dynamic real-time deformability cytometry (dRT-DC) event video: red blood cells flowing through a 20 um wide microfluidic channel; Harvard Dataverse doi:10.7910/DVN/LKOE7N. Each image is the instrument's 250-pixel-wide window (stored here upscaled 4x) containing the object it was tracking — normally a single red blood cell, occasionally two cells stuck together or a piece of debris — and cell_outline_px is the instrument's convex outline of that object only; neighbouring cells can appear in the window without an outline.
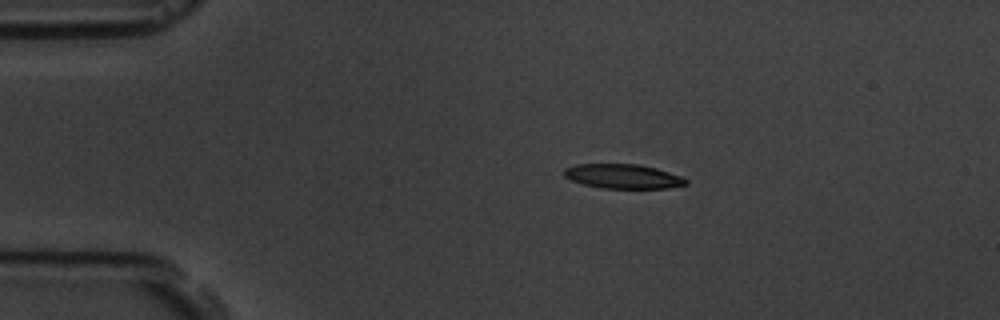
{"species": "common noctule bat (a hibernating species)", "species_latin": "Nyctalus noctula", "temperature_condition": "room temperature", "stored_images_in_passage": 8, "camera_frame_rate_fps": 3000, "um_per_image_px": 0.085, "animal": {"sex": "male", "body_mass_g": 19.5, "forearm_length_mm": 54.6}, "frame": {"image": 1, "passage_image": 1, "time_ms": 0.0, "image_size_px": [1000, 320], "cell_outline_px": [[688, 184], [668, 188], [600, 188], [584, 184], [572, 180], [564, 176], [564, 168], [576, 164], [636, 164], [656, 168], [680, 176], [688, 180]], "centroid_in_image_um": [52.95, 14.99], "position_along_channel_um": 32.1, "area_um2": 17.22}}
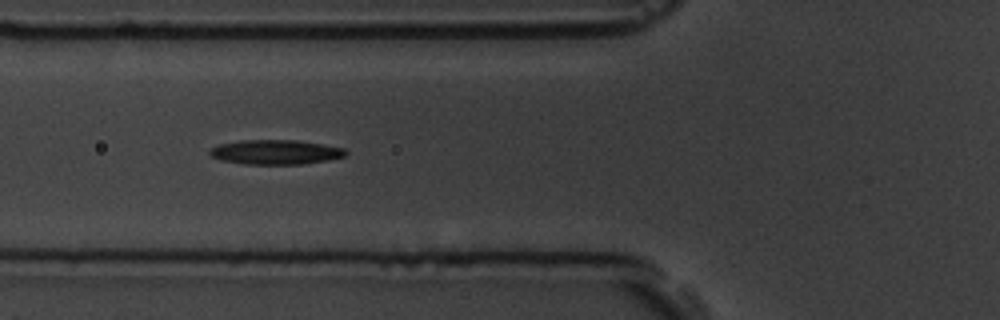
{"frame": {"image": 2, "passage_image": 4, "time_ms": 3.333, "image_size_px": [1000, 320], "cell_outline_px": [[348, 152], [344, 156], [328, 160], [300, 164], [244, 164], [220, 160], [212, 156], [208, 152], [208, 148], [220, 144], [240, 140], [296, 140], [344, 148]], "centroid_in_image_um": [23.37, 12.93], "position_along_channel_um": 102.4, "area_um2": 19.42}}
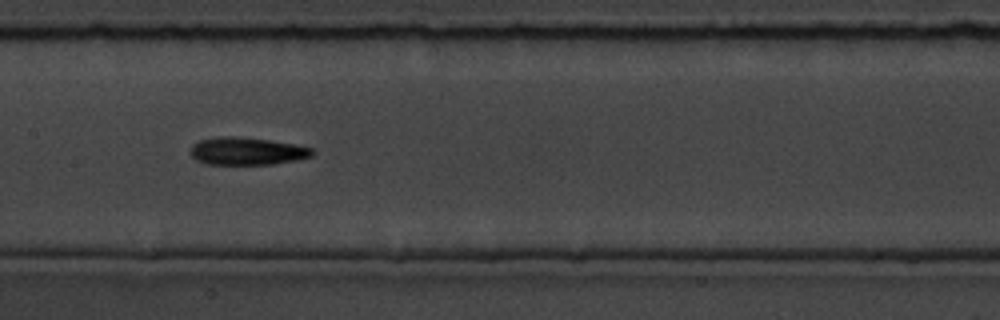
{"frame": {"image": 3, "passage_image": 6, "time_ms": 5.667, "image_size_px": [1000, 320], "cell_outline_px": [[312, 156], [296, 160], [272, 164], [204, 164], [196, 160], [188, 152], [192, 144], [200, 140], [220, 136], [232, 136], [268, 140], [292, 144], [312, 148]], "centroid_in_image_um": [20.91, 12.85], "position_along_channel_um": 186.5, "area_um2": 19.48}}